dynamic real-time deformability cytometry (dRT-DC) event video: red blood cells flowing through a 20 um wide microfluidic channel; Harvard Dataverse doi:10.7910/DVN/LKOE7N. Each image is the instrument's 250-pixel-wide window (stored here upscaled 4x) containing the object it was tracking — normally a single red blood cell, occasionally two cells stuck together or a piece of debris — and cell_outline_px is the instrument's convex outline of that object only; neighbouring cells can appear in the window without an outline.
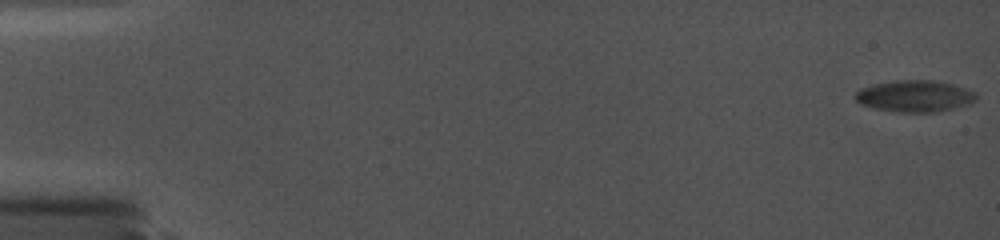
{"species": "common noctule bat (a hibernating species)", "species_latin": "Nyctalus noctula", "temperature_condition": "cold", "stored_images_in_passage": 84, "camera_frame_rate_fps": 5000, "um_per_image_px": 0.085, "animal": {"sex": "female", "body_mass_g": 19.0, "forearm_length_mm": 56.7}, "frame": {"image": 1, "passage_image": 1, "time_ms": 0.0, "image_size_px": [1000, 240], "cell_outline_px": [[976, 100], [968, 104], [936, 112], [900, 112], [876, 108], [860, 104], [856, 100], [856, 92], [860, 88], [872, 84], [896, 80], [932, 80], [952, 84], [976, 92]], "centroid_in_image_um": [77.74, 8.16], "position_along_channel_um": 7.3, "area_um2": 22.08}}
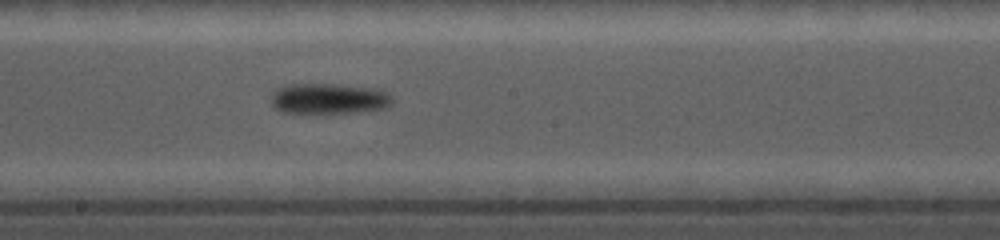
{"frame": {"image": 2, "passage_image": 51, "time_ms": 10.4, "image_size_px": [1000, 240], "cell_outline_px": [[392, 104], [388, 108], [352, 112], [284, 112], [276, 108], [272, 104], [272, 92], [288, 84], [332, 84], [380, 88], [388, 92], [392, 96]], "centroid_in_image_um": [28.03, 8.36], "position_along_channel_um": 220.2, "area_um2": 21.5}}
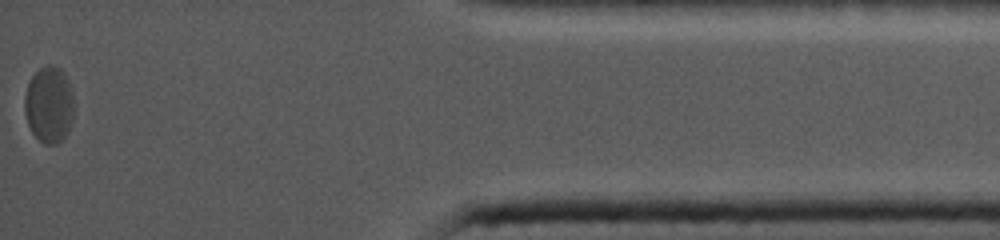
{"frame": {"image": 3, "passage_image": 84, "time_ms": 17.2, "image_size_px": [1000, 240], "cell_outline_px": [[72, 120], [68, 132], [56, 144], [44, 144], [32, 132], [28, 124], [24, 112], [24, 96], [28, 84], [32, 76], [40, 68], [60, 68], [64, 72], [68, 80], [72, 92]], "centroid_in_image_um": [4.15, 8.92], "position_along_channel_um": 431.0, "area_um2": 21.56}}